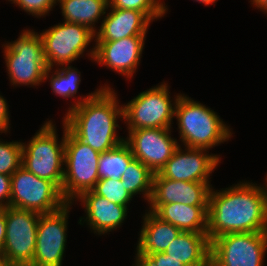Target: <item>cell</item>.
<instances>
[{"mask_svg": "<svg viewBox=\"0 0 267 266\" xmlns=\"http://www.w3.org/2000/svg\"><path fill=\"white\" fill-rule=\"evenodd\" d=\"M252 5H254L257 9H261L260 11H264L267 13V0H250Z\"/></svg>", "mask_w": 267, "mask_h": 266, "instance_id": "obj_34", "label": "cell"}, {"mask_svg": "<svg viewBox=\"0 0 267 266\" xmlns=\"http://www.w3.org/2000/svg\"><path fill=\"white\" fill-rule=\"evenodd\" d=\"M7 101L3 96L0 94V133H8L10 130V111H8Z\"/></svg>", "mask_w": 267, "mask_h": 266, "instance_id": "obj_32", "label": "cell"}, {"mask_svg": "<svg viewBox=\"0 0 267 266\" xmlns=\"http://www.w3.org/2000/svg\"><path fill=\"white\" fill-rule=\"evenodd\" d=\"M154 173L141 161L133 158L122 174V185L126 191L134 197L143 194L147 202H149L152 194Z\"/></svg>", "mask_w": 267, "mask_h": 266, "instance_id": "obj_23", "label": "cell"}, {"mask_svg": "<svg viewBox=\"0 0 267 266\" xmlns=\"http://www.w3.org/2000/svg\"><path fill=\"white\" fill-rule=\"evenodd\" d=\"M265 180H266L265 185H264L265 187L260 184V188H261V191L263 193V197H264V201H265V206H266V210H267V177H266Z\"/></svg>", "mask_w": 267, "mask_h": 266, "instance_id": "obj_36", "label": "cell"}, {"mask_svg": "<svg viewBox=\"0 0 267 266\" xmlns=\"http://www.w3.org/2000/svg\"><path fill=\"white\" fill-rule=\"evenodd\" d=\"M39 34L48 68H53L54 65H58V68L78 60L90 42L95 40V33L87 26L66 21Z\"/></svg>", "mask_w": 267, "mask_h": 266, "instance_id": "obj_11", "label": "cell"}, {"mask_svg": "<svg viewBox=\"0 0 267 266\" xmlns=\"http://www.w3.org/2000/svg\"><path fill=\"white\" fill-rule=\"evenodd\" d=\"M60 67L62 68H56V71H53V68H48L45 71L44 80H47L51 77L50 87L56 95H59L66 99L72 97L75 98V95L78 93L79 84L81 82V74L76 68L70 65H62ZM49 73H52V75H50Z\"/></svg>", "mask_w": 267, "mask_h": 266, "instance_id": "obj_25", "label": "cell"}, {"mask_svg": "<svg viewBox=\"0 0 267 266\" xmlns=\"http://www.w3.org/2000/svg\"><path fill=\"white\" fill-rule=\"evenodd\" d=\"M149 205V211L181 231L207 233L208 206H192L182 203Z\"/></svg>", "mask_w": 267, "mask_h": 266, "instance_id": "obj_19", "label": "cell"}, {"mask_svg": "<svg viewBox=\"0 0 267 266\" xmlns=\"http://www.w3.org/2000/svg\"><path fill=\"white\" fill-rule=\"evenodd\" d=\"M6 235L5 208H0V258Z\"/></svg>", "mask_w": 267, "mask_h": 266, "instance_id": "obj_33", "label": "cell"}, {"mask_svg": "<svg viewBox=\"0 0 267 266\" xmlns=\"http://www.w3.org/2000/svg\"><path fill=\"white\" fill-rule=\"evenodd\" d=\"M167 84L164 81L140 92L123 105V120L128 125L127 130L171 128L180 94L174 95V101L171 100Z\"/></svg>", "mask_w": 267, "mask_h": 266, "instance_id": "obj_7", "label": "cell"}, {"mask_svg": "<svg viewBox=\"0 0 267 266\" xmlns=\"http://www.w3.org/2000/svg\"><path fill=\"white\" fill-rule=\"evenodd\" d=\"M72 203L41 214L37 225L36 247L30 266H62L67 243L68 213Z\"/></svg>", "mask_w": 267, "mask_h": 266, "instance_id": "obj_12", "label": "cell"}, {"mask_svg": "<svg viewBox=\"0 0 267 266\" xmlns=\"http://www.w3.org/2000/svg\"><path fill=\"white\" fill-rule=\"evenodd\" d=\"M194 1H197L199 3H203L207 6V5H210L212 3H216V1H218V0H194Z\"/></svg>", "mask_w": 267, "mask_h": 266, "instance_id": "obj_37", "label": "cell"}, {"mask_svg": "<svg viewBox=\"0 0 267 266\" xmlns=\"http://www.w3.org/2000/svg\"><path fill=\"white\" fill-rule=\"evenodd\" d=\"M99 159L100 153L76 138L65 125V167L61 193L68 203H74V199L83 192L95 187L100 179Z\"/></svg>", "mask_w": 267, "mask_h": 266, "instance_id": "obj_6", "label": "cell"}, {"mask_svg": "<svg viewBox=\"0 0 267 266\" xmlns=\"http://www.w3.org/2000/svg\"><path fill=\"white\" fill-rule=\"evenodd\" d=\"M58 4L64 21L85 25L95 33L96 22L107 13L109 0H58Z\"/></svg>", "mask_w": 267, "mask_h": 266, "instance_id": "obj_22", "label": "cell"}, {"mask_svg": "<svg viewBox=\"0 0 267 266\" xmlns=\"http://www.w3.org/2000/svg\"><path fill=\"white\" fill-rule=\"evenodd\" d=\"M11 175L0 173V208L10 206Z\"/></svg>", "mask_w": 267, "mask_h": 266, "instance_id": "obj_30", "label": "cell"}, {"mask_svg": "<svg viewBox=\"0 0 267 266\" xmlns=\"http://www.w3.org/2000/svg\"><path fill=\"white\" fill-rule=\"evenodd\" d=\"M146 211L142 218L143 226L136 247V255L143 257L148 254L163 253L181 232L179 228L161 220L153 212Z\"/></svg>", "mask_w": 267, "mask_h": 266, "instance_id": "obj_20", "label": "cell"}, {"mask_svg": "<svg viewBox=\"0 0 267 266\" xmlns=\"http://www.w3.org/2000/svg\"><path fill=\"white\" fill-rule=\"evenodd\" d=\"M58 141L55 124L49 120L29 140L22 142V166L37 177L52 181L60 190L65 162V124Z\"/></svg>", "mask_w": 267, "mask_h": 266, "instance_id": "obj_4", "label": "cell"}, {"mask_svg": "<svg viewBox=\"0 0 267 266\" xmlns=\"http://www.w3.org/2000/svg\"><path fill=\"white\" fill-rule=\"evenodd\" d=\"M267 232L228 233L210 241L214 266H264Z\"/></svg>", "mask_w": 267, "mask_h": 266, "instance_id": "obj_9", "label": "cell"}, {"mask_svg": "<svg viewBox=\"0 0 267 266\" xmlns=\"http://www.w3.org/2000/svg\"><path fill=\"white\" fill-rule=\"evenodd\" d=\"M153 266H186L175 258L163 253L148 254L145 257Z\"/></svg>", "mask_w": 267, "mask_h": 266, "instance_id": "obj_31", "label": "cell"}, {"mask_svg": "<svg viewBox=\"0 0 267 266\" xmlns=\"http://www.w3.org/2000/svg\"><path fill=\"white\" fill-rule=\"evenodd\" d=\"M241 182L211 188L207 210L209 241L228 233L267 232V210L260 185Z\"/></svg>", "mask_w": 267, "mask_h": 266, "instance_id": "obj_1", "label": "cell"}, {"mask_svg": "<svg viewBox=\"0 0 267 266\" xmlns=\"http://www.w3.org/2000/svg\"><path fill=\"white\" fill-rule=\"evenodd\" d=\"M0 266H6L1 258H0Z\"/></svg>", "mask_w": 267, "mask_h": 266, "instance_id": "obj_38", "label": "cell"}, {"mask_svg": "<svg viewBox=\"0 0 267 266\" xmlns=\"http://www.w3.org/2000/svg\"><path fill=\"white\" fill-rule=\"evenodd\" d=\"M110 8L103 16L94 41H115L135 35H146L152 22L143 12Z\"/></svg>", "mask_w": 267, "mask_h": 266, "instance_id": "obj_18", "label": "cell"}, {"mask_svg": "<svg viewBox=\"0 0 267 266\" xmlns=\"http://www.w3.org/2000/svg\"><path fill=\"white\" fill-rule=\"evenodd\" d=\"M207 149L181 148L174 151L159 173L167 179L187 182H206L210 186V174L220 163V155L208 154Z\"/></svg>", "mask_w": 267, "mask_h": 266, "instance_id": "obj_15", "label": "cell"}, {"mask_svg": "<svg viewBox=\"0 0 267 266\" xmlns=\"http://www.w3.org/2000/svg\"><path fill=\"white\" fill-rule=\"evenodd\" d=\"M135 264H132V266H153L145 257L136 255Z\"/></svg>", "mask_w": 267, "mask_h": 266, "instance_id": "obj_35", "label": "cell"}, {"mask_svg": "<svg viewBox=\"0 0 267 266\" xmlns=\"http://www.w3.org/2000/svg\"><path fill=\"white\" fill-rule=\"evenodd\" d=\"M16 4L22 10L35 17H44L53 7H55L58 0H8Z\"/></svg>", "mask_w": 267, "mask_h": 266, "instance_id": "obj_29", "label": "cell"}, {"mask_svg": "<svg viewBox=\"0 0 267 266\" xmlns=\"http://www.w3.org/2000/svg\"><path fill=\"white\" fill-rule=\"evenodd\" d=\"M22 166V142L0 140V173L12 175Z\"/></svg>", "mask_w": 267, "mask_h": 266, "instance_id": "obj_28", "label": "cell"}, {"mask_svg": "<svg viewBox=\"0 0 267 266\" xmlns=\"http://www.w3.org/2000/svg\"><path fill=\"white\" fill-rule=\"evenodd\" d=\"M164 253L186 266H209L210 241L207 233L181 231Z\"/></svg>", "mask_w": 267, "mask_h": 266, "instance_id": "obj_21", "label": "cell"}, {"mask_svg": "<svg viewBox=\"0 0 267 266\" xmlns=\"http://www.w3.org/2000/svg\"><path fill=\"white\" fill-rule=\"evenodd\" d=\"M175 118L185 147L209 150L232 137L231 129L214 110L185 94L177 100Z\"/></svg>", "mask_w": 267, "mask_h": 266, "instance_id": "obj_3", "label": "cell"}, {"mask_svg": "<svg viewBox=\"0 0 267 266\" xmlns=\"http://www.w3.org/2000/svg\"><path fill=\"white\" fill-rule=\"evenodd\" d=\"M76 200H80L85 208L86 218L81 217L79 224L89 225L94 234H105L119 228L125 221L128 206L109 202L103 196H98L92 190L83 192ZM82 219H84L82 221ZM83 224H82V222Z\"/></svg>", "mask_w": 267, "mask_h": 266, "instance_id": "obj_17", "label": "cell"}, {"mask_svg": "<svg viewBox=\"0 0 267 266\" xmlns=\"http://www.w3.org/2000/svg\"><path fill=\"white\" fill-rule=\"evenodd\" d=\"M134 158L130 147L123 142L112 150L100 154L98 174L99 178L121 179L128 164Z\"/></svg>", "mask_w": 267, "mask_h": 266, "instance_id": "obj_24", "label": "cell"}, {"mask_svg": "<svg viewBox=\"0 0 267 266\" xmlns=\"http://www.w3.org/2000/svg\"><path fill=\"white\" fill-rule=\"evenodd\" d=\"M146 35H135L115 41H94L88 56L126 78L133 77L144 49Z\"/></svg>", "mask_w": 267, "mask_h": 266, "instance_id": "obj_14", "label": "cell"}, {"mask_svg": "<svg viewBox=\"0 0 267 266\" xmlns=\"http://www.w3.org/2000/svg\"><path fill=\"white\" fill-rule=\"evenodd\" d=\"M109 6L116 9L141 11L152 22L162 18L168 10L165 2L161 0H109Z\"/></svg>", "mask_w": 267, "mask_h": 266, "instance_id": "obj_26", "label": "cell"}, {"mask_svg": "<svg viewBox=\"0 0 267 266\" xmlns=\"http://www.w3.org/2000/svg\"><path fill=\"white\" fill-rule=\"evenodd\" d=\"M67 203L52 181L37 177L23 166L11 175V207L45 214L55 212Z\"/></svg>", "mask_w": 267, "mask_h": 266, "instance_id": "obj_10", "label": "cell"}, {"mask_svg": "<svg viewBox=\"0 0 267 266\" xmlns=\"http://www.w3.org/2000/svg\"><path fill=\"white\" fill-rule=\"evenodd\" d=\"M172 128L128 130L124 142L130 147L134 158L158 173L172 157L179 143L171 137Z\"/></svg>", "mask_w": 267, "mask_h": 266, "instance_id": "obj_13", "label": "cell"}, {"mask_svg": "<svg viewBox=\"0 0 267 266\" xmlns=\"http://www.w3.org/2000/svg\"><path fill=\"white\" fill-rule=\"evenodd\" d=\"M5 44V45H4ZM2 45L11 85L38 86L44 80L48 65L40 34L24 29L19 38Z\"/></svg>", "mask_w": 267, "mask_h": 266, "instance_id": "obj_5", "label": "cell"}, {"mask_svg": "<svg viewBox=\"0 0 267 266\" xmlns=\"http://www.w3.org/2000/svg\"><path fill=\"white\" fill-rule=\"evenodd\" d=\"M210 186L206 182L176 181L154 174L152 194L148 204L182 203L192 206H208Z\"/></svg>", "mask_w": 267, "mask_h": 266, "instance_id": "obj_16", "label": "cell"}, {"mask_svg": "<svg viewBox=\"0 0 267 266\" xmlns=\"http://www.w3.org/2000/svg\"><path fill=\"white\" fill-rule=\"evenodd\" d=\"M40 215L32 210L5 208L6 235L1 259L6 266L32 264Z\"/></svg>", "mask_w": 267, "mask_h": 266, "instance_id": "obj_8", "label": "cell"}, {"mask_svg": "<svg viewBox=\"0 0 267 266\" xmlns=\"http://www.w3.org/2000/svg\"><path fill=\"white\" fill-rule=\"evenodd\" d=\"M92 191L98 196H103L109 202L122 206H127L133 198L123 187L121 179H99Z\"/></svg>", "mask_w": 267, "mask_h": 266, "instance_id": "obj_27", "label": "cell"}, {"mask_svg": "<svg viewBox=\"0 0 267 266\" xmlns=\"http://www.w3.org/2000/svg\"><path fill=\"white\" fill-rule=\"evenodd\" d=\"M80 98L62 118L67 129L100 154L122 144L124 138L116 131L120 127L117 120L123 119V105H118L115 90L105 84Z\"/></svg>", "mask_w": 267, "mask_h": 266, "instance_id": "obj_2", "label": "cell"}]
</instances>
